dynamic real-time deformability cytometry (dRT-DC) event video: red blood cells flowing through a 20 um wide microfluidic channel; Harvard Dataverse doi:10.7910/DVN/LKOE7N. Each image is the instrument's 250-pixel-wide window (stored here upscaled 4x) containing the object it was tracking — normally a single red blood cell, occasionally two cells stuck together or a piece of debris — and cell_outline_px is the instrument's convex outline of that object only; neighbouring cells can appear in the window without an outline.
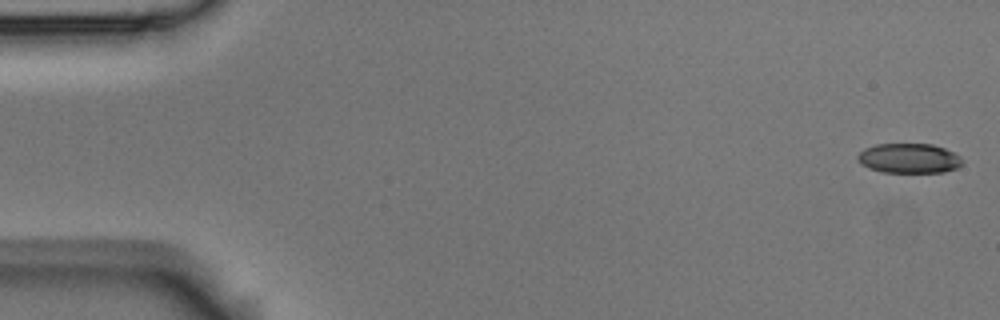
{"species": "Egyptian fruit bat (a non-hibernating species)", "species_latin": "Rousettus aegyptiacus", "temperature_condition": "room temperature", "stored_images_in_passage": 6, "camera_frame_rate_fps": 3000, "um_per_image_px": 0.085, "animal": {"sex": "male"}, "frame": {"image": 1, "passage_image": 1, "time_ms": 0.0, "image_size_px": [1000, 320], "cell_outline_px": [[964, 160], [956, 168], [944, 172], [884, 172], [868, 168], [860, 164], [856, 156], [864, 148], [876, 144], [932, 144], [956, 152]], "centroid_in_image_um": [77.26, 13.45], "position_along_channel_um": 7.7, "area_um2": 18.26}}
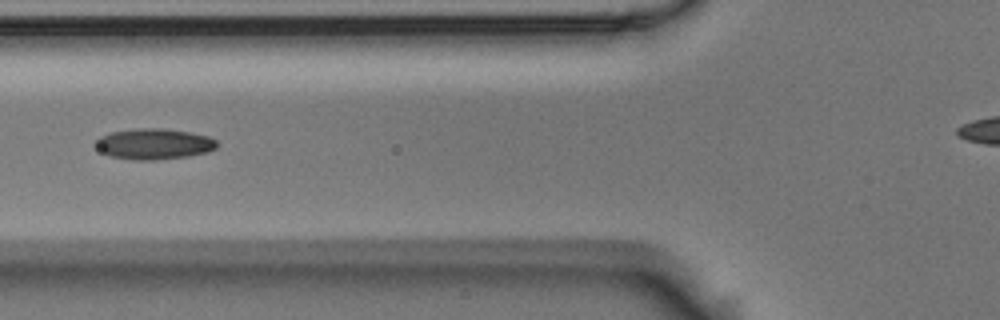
{"frame": {"image": 2, "passage_image": 6, "time_ms": 1.667, "image_size_px": [1000, 320], "cell_outline_px": [[216, 148], [208, 152], [188, 156], [156, 160], [132, 160], [108, 156], [100, 152], [96, 148], [96, 140], [100, 136], [112, 132], [140, 128], [164, 128], [188, 132], [208, 136], [216, 140]], "centroid_in_image_um": [13.06, 12.25], "position_along_channel_um": 112.7, "area_um2": 21.85}}